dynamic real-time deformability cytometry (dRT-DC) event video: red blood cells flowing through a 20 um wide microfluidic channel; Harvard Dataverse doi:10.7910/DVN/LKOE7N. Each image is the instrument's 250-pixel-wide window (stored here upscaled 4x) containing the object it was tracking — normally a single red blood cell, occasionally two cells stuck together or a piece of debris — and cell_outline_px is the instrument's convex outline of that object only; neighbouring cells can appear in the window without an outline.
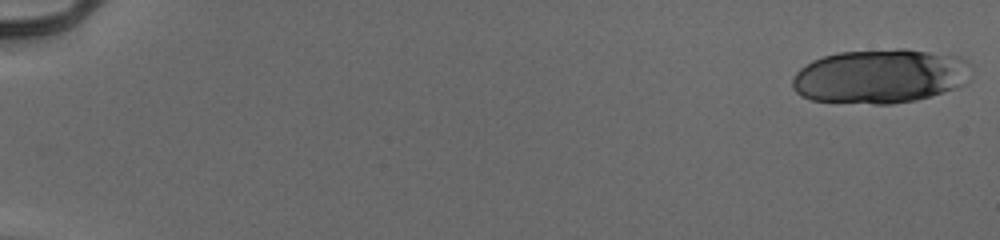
{"species": "human", "species_latin": "Homo sapiens", "temperature_condition": "cold", "stored_images_in_passage": 22, "camera_frame_rate_fps": 3000, "um_per_image_px": 0.085, "donor": {"sex": "male"}, "frame": {"image": 1, "passage_image": 1, "time_ms": 0.0, "image_size_px": [1000, 240], "cell_outline_px": [[972, 80], [968, 84], [956, 88], [916, 100], [892, 104], [876, 104], [812, 100], [800, 96], [792, 88], [792, 76], [804, 64], [812, 60], [824, 56], [840, 52], [896, 48], [904, 48], [960, 56], [968, 60], [972, 64]], "centroid_in_image_um": [74.88, 6.46], "position_along_channel_um": 10.1, "area_um2": 57.57}}
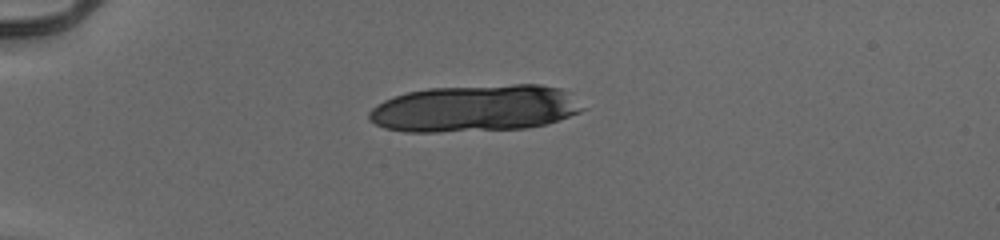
{"frame": {"image": 2, "passage_image": 15, "time_ms": 4.667, "image_size_px": [1000, 240], "cell_outline_px": [[584, 108], [580, 112], [548, 124], [528, 128], [440, 132], [404, 132], [384, 128], [368, 120], [368, 112], [376, 104], [384, 100], [408, 92], [428, 88], [512, 84], [540, 84], [560, 88]], "centroid_in_image_um": [40.32, 9.22], "position_along_channel_um": 44.7, "area_um2": 58.38}}